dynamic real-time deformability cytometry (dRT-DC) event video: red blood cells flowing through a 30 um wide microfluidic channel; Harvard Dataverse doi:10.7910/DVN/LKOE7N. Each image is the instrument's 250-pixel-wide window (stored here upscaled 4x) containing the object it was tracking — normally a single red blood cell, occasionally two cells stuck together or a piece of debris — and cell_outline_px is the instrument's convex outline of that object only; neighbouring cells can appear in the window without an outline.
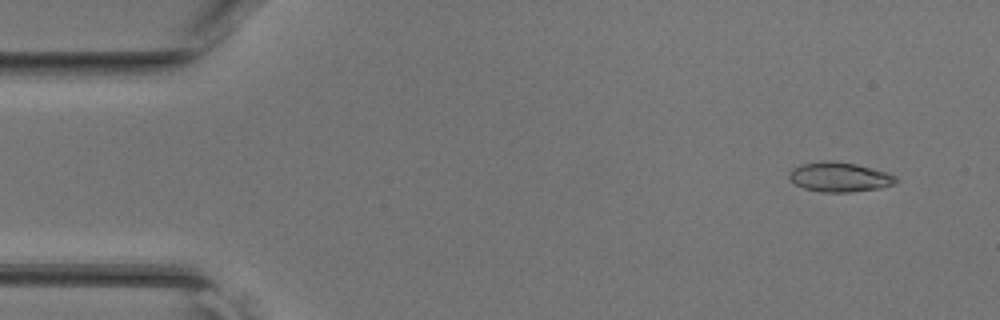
{"species": "common noctule bat (a hibernating species)", "species_latin": "Nyctalus noctula", "temperature_condition": "room temperature", "stored_images_in_passage": 46, "camera_frame_rate_fps": 3000, "um_per_image_px": 0.085, "animal": {"sex": "female", "body_mass_g": 17.0, "forearm_length_mm": 48.0}, "frame": {"image": 1, "passage_image": 4, "time_ms": 1.0, "image_size_px": [1000, 320], "cell_outline_px": [[900, 180], [896, 184], [880, 188], [848, 192], [824, 192], [804, 188], [796, 184], [788, 176], [788, 172], [792, 168], [800, 164], [824, 160], [828, 160], [856, 164], [888, 172], [896, 176]], "centroid_in_image_um": [71.39, 15.04], "position_along_channel_um": 13.6, "area_um2": 18.55}}
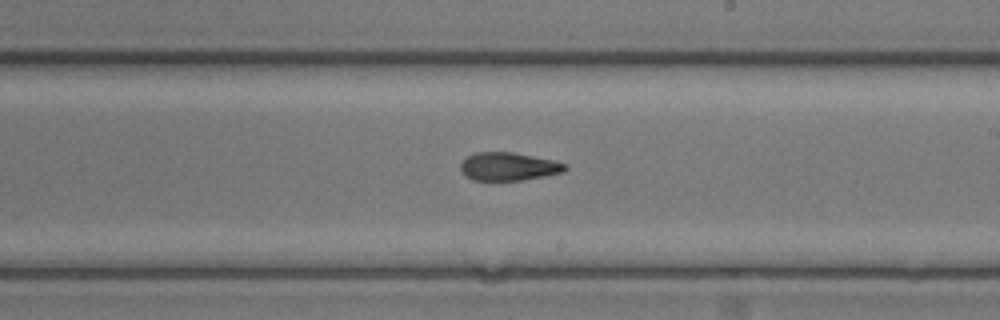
{"frame": {"image": 2, "passage_image": 27, "time_ms": 8.667, "image_size_px": [1000, 320], "cell_outline_px": [[568, 168], [564, 172], [544, 176], [520, 180], [472, 180], [464, 176], [460, 172], [460, 164], [468, 156], [476, 152], [512, 152], [552, 160], [568, 164]], "centroid_in_image_um": [43.21, 14.16], "position_along_channel_um": 245.8, "area_um2": 17.17}}
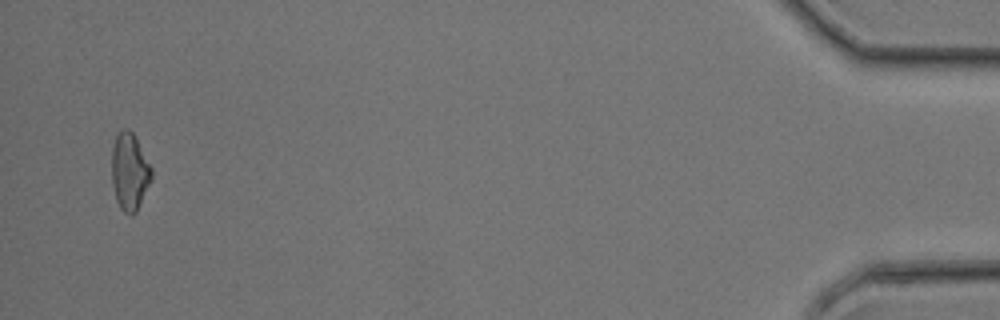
{"frame": {"image": 3, "passage_image": 45, "time_ms": 14.667, "image_size_px": [1000, 320], "cell_outline_px": [[152, 180], [136, 212], [132, 216], [124, 212], [120, 208], [116, 200], [112, 184], [112, 148], [116, 136], [124, 128], [128, 128], [136, 136], [152, 168]], "centroid_in_image_um": [11.03, 14.59], "position_along_channel_um": 424.2, "area_um2": 18.09}}